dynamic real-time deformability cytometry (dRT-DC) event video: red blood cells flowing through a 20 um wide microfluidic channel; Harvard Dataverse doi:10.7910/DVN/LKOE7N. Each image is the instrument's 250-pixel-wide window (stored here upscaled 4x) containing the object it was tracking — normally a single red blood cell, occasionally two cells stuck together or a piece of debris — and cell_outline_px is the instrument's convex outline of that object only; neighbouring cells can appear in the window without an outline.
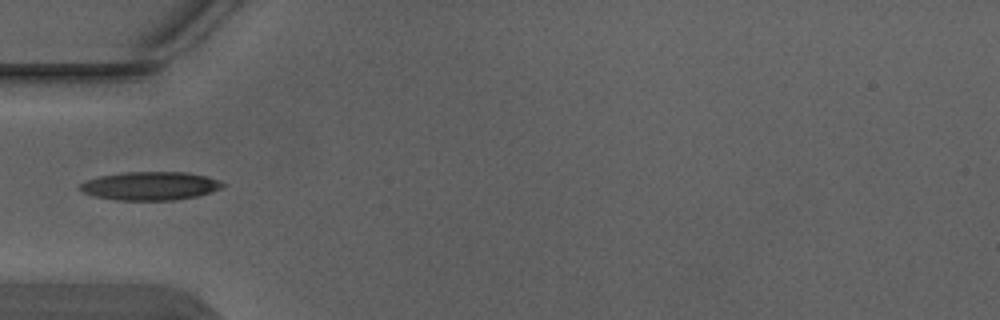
{"species": "Egyptian fruit bat (a non-hibernating species)", "species_latin": "Rousettus aegyptiacus", "temperature_condition": "warm", "stored_images_in_passage": 5, "camera_frame_rate_fps": 3000, "um_per_image_px": 0.085, "animal": {"sex": "male"}, "frame": {"image": 1, "passage_image": 5, "time_ms": 1.333, "image_size_px": [1000, 320], "cell_outline_px": [[224, 184], [220, 188], [212, 192], [200, 196], [176, 200], [116, 200], [96, 196], [84, 192], [76, 188], [80, 184], [88, 180], [100, 176], [124, 172], [188, 172], [208, 176], [220, 180]], "centroid_in_image_um": [12.81, 15.8], "position_along_channel_um": 72.2, "area_um2": 23.76}}